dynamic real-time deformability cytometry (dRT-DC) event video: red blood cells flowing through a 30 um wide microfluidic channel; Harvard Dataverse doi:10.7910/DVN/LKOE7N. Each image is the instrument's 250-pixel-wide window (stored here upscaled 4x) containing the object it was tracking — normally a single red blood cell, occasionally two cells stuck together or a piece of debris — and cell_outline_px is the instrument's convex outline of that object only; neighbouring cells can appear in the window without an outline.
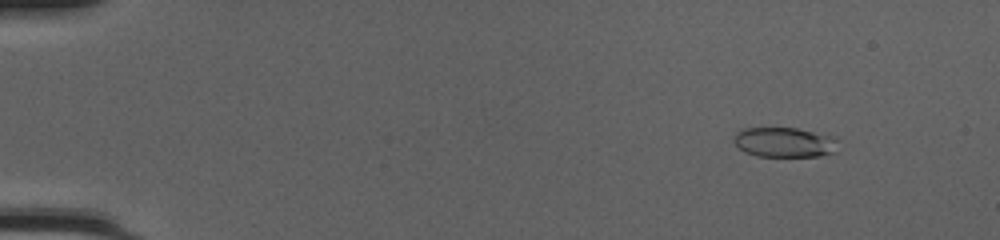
{"species": "common noctule bat (a hibernating species)", "species_latin": "Nyctalus noctula", "temperature_condition": "cold", "stored_images_in_passage": 50, "camera_frame_rate_fps": 3000, "um_per_image_px": 0.085, "animal": {"sex": "female", "body_mass_g": 20.0, "forearm_length_mm": 54.0}, "frame": {"image": 1, "passage_image": 6, "time_ms": 1.667, "image_size_px": [1000, 240], "cell_outline_px": [[836, 152], [820, 156], [756, 156], [744, 152], [732, 140], [736, 132], [744, 128], [796, 128], [836, 136]], "centroid_in_image_um": [66.68, 12.09], "position_along_channel_um": 18.3, "area_um2": 18.26}}
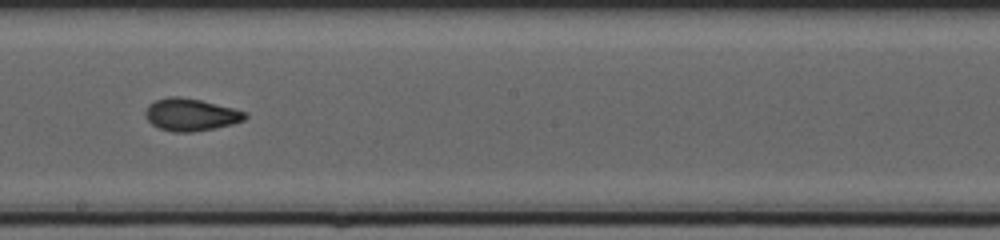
{"frame": {"image": 2, "passage_image": 30, "time_ms": 9.667, "image_size_px": [1000, 240], "cell_outline_px": [[248, 116], [244, 120], [232, 124], [192, 132], [172, 132], [160, 128], [152, 124], [148, 120], [144, 112], [148, 104], [156, 100], [168, 96], [180, 96], [200, 100], [248, 112]], "centroid_in_image_um": [16.2, 9.74], "position_along_channel_um": 232.0, "area_um2": 18.73}}
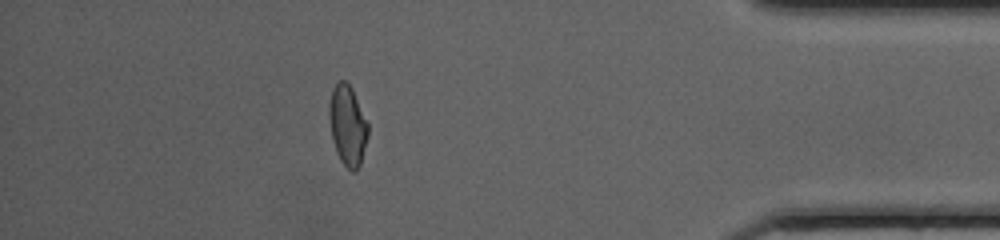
{"frame": {"image": 3, "passage_image": 45, "time_ms": 14.667, "image_size_px": [1000, 240], "cell_outline_px": [[368, 136], [360, 164], [356, 172], [352, 172], [340, 160], [336, 152], [332, 140], [328, 116], [328, 108], [332, 88], [340, 80], [344, 80], [352, 88], [368, 124]], "centroid_in_image_um": [29.53, 10.66], "position_along_channel_um": 405.7, "area_um2": 18.21}, "authors_computed_cell_mechanics": {"area_um2": 18.207, "velocity_mm_per_s": 4.2368, "shape_relaxation_time_tau1_ms": 3.9947, "shape_relaxation_time_tau2_ms": 1.0722, "deformation_change_tau1": 0.1851, "deformation_change_tau2": 0.0661}}